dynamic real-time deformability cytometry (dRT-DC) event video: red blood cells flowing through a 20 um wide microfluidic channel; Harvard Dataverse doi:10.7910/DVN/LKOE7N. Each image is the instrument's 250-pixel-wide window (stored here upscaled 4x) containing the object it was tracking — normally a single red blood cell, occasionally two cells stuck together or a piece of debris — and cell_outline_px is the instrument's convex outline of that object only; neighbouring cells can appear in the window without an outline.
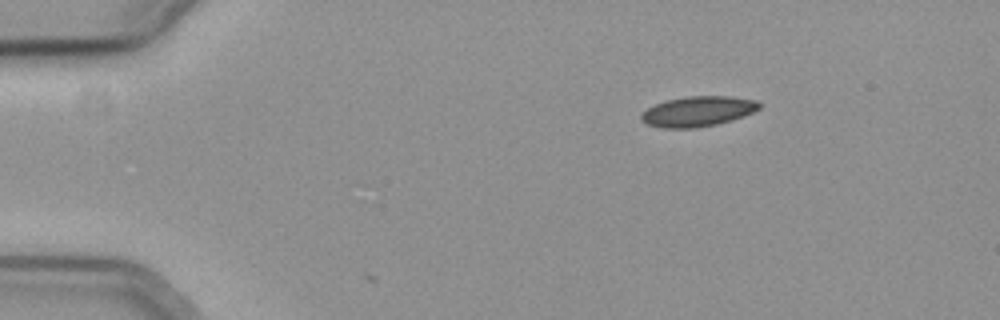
{"species": "common noctule bat (a hibernating species)", "species_latin": "Nyctalus noctula", "temperature_condition": "cold", "stored_images_in_passage": 4, "camera_frame_rate_fps": 3000, "um_per_image_px": 0.085, "animal": {"sex": "female", "body_mass_g": 19.3, "forearm_length_mm": 54.1}, "frame": {"image": 1, "passage_image": 1, "time_ms": 0.0, "image_size_px": [1000, 320], "cell_outline_px": [[760, 108], [744, 116], [732, 120], [716, 124], [696, 128], [664, 128], [648, 124], [640, 116], [648, 108], [656, 104], [668, 100], [688, 96], [732, 96], [756, 100], [760, 104]], "centroid_in_image_um": [59.36, 9.46], "position_along_channel_um": 25.6, "area_um2": 20.52}}